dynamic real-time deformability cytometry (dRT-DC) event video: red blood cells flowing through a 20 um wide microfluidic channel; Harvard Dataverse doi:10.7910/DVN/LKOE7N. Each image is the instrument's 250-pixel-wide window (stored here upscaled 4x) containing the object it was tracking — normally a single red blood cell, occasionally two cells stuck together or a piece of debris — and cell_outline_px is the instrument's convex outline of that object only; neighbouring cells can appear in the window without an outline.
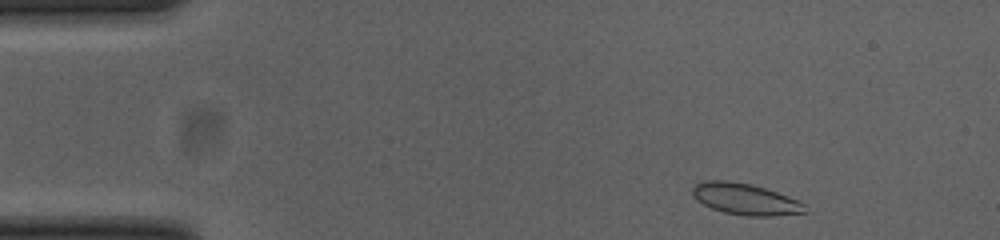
{"species": "common noctule bat (a hibernating species)", "species_latin": "Nyctalus noctula", "temperature_condition": "cold", "stored_images_in_passage": 48, "camera_frame_rate_fps": 3000, "um_per_image_px": 0.085, "animal": {"sex": "female", "body_mass_g": 23.0, "forearm_length_mm": 53.4}, "frame": {"image": 1, "passage_image": 2, "time_ms": 0.333, "image_size_px": [1000, 240], "cell_outline_px": [[808, 212], [768, 216], [748, 216], [724, 212], [712, 208], [696, 200], [692, 192], [692, 188], [696, 184], [704, 180], [728, 180], [752, 184], [800, 200], [804, 204]], "centroid_in_image_um": [63.35, 16.91], "position_along_channel_um": 21.6, "area_um2": 20.52}}
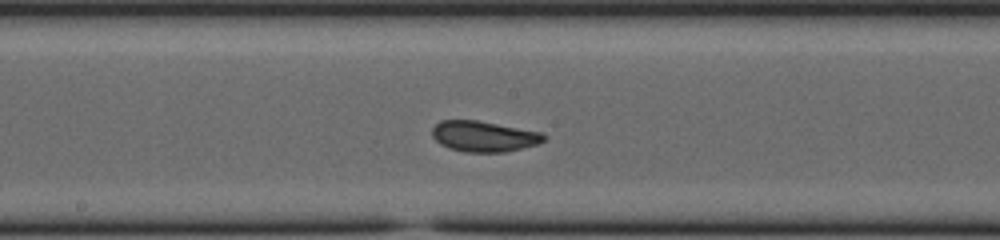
{"frame": {"image": 2, "passage_image": 23, "time_ms": 7.333, "image_size_px": [1000, 240], "cell_outline_px": [[544, 140], [540, 144], [504, 152], [464, 152], [448, 148], [440, 144], [432, 136], [432, 128], [440, 120], [476, 120], [544, 132]], "centroid_in_image_um": [41.13, 11.59], "position_along_channel_um": 207.1, "area_um2": 20.11}}
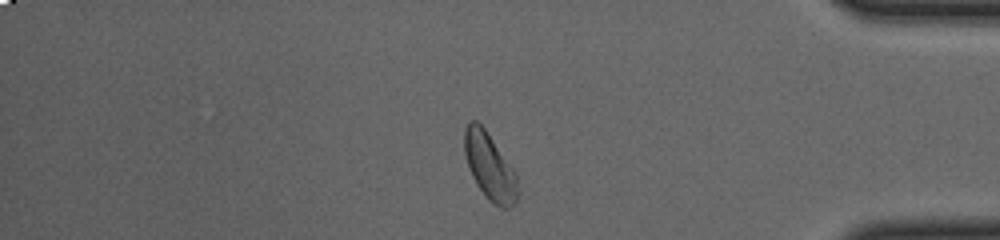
{"frame": {"image": 3, "passage_image": 40, "time_ms": 13.0, "image_size_px": [1000, 240], "cell_outline_px": [[516, 200], [508, 208], [500, 208], [492, 204], [488, 200], [476, 184], [468, 168], [464, 152], [464, 128], [468, 120], [476, 120], [484, 128], [512, 168], [516, 176]], "centroid_in_image_um": [41.56, 14.14], "position_along_channel_um": 393.6, "area_um2": 20.4}, "authors_computed_cell_mechanics": {"area_um2": 20.23, "velocity_mm_per_s": 3.8146, "shape_relaxation_time_tau1_ms": 3.0278, "shape_relaxation_time_tau2_ms": 1.3241, "deformation_change_tau1": 0.0893, "deformation_change_tau2": 0.0532}}